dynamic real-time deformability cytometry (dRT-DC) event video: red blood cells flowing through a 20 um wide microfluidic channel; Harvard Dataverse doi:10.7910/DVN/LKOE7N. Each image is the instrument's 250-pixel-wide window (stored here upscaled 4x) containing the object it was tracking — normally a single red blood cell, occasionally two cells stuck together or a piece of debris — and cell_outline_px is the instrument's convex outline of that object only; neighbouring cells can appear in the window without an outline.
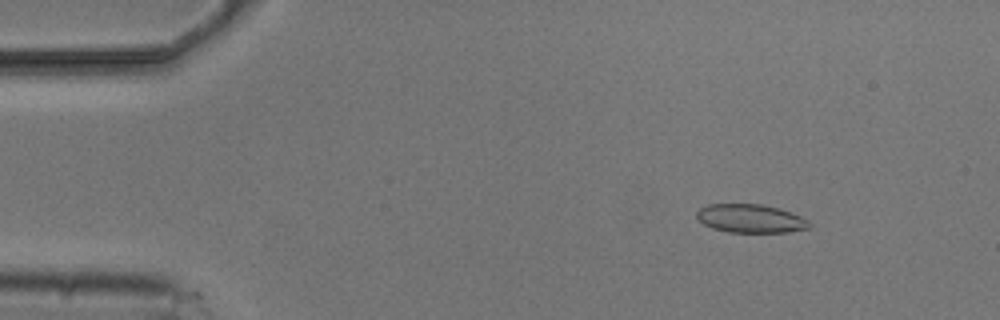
{"species": "common noctule bat (a hibernating species)", "species_latin": "Nyctalus noctula", "temperature_condition": "cold", "stored_images_in_passage": 7, "camera_frame_rate_fps": 3000, "um_per_image_px": 0.085, "animal": {"sex": "male", "body_mass_g": 20.5, "forearm_length_mm": 52.5}, "frame": {"image": 1, "passage_image": 1, "time_ms": 0.0, "image_size_px": [1000, 320], "cell_outline_px": [[812, 228], [788, 232], [728, 232], [712, 228], [704, 224], [696, 216], [696, 212], [700, 208], [708, 204], [760, 204], [780, 208], [800, 216], [808, 220], [812, 224]], "centroid_in_image_um": [63.83, 18.57], "position_along_channel_um": 21.2, "area_um2": 18.79}}
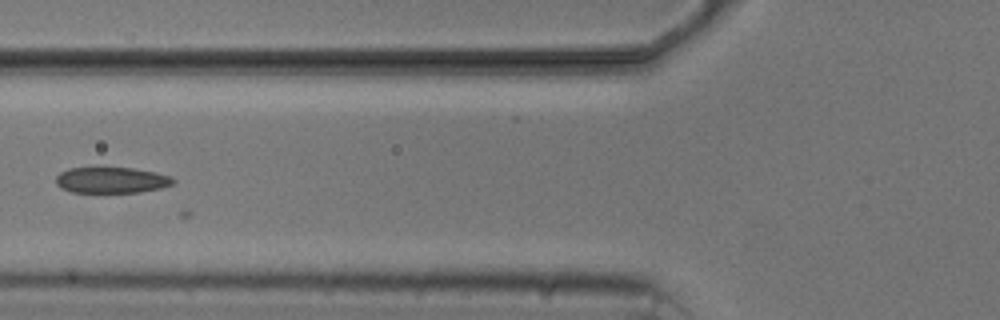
{"frame": {"image": 2, "passage_image": 5, "time_ms": 4.667, "image_size_px": [1000, 320], "cell_outline_px": [[176, 180], [172, 184], [160, 188], [140, 192], [72, 192], [60, 188], [56, 184], [56, 176], [60, 172], [68, 168], [132, 168], [156, 172], [172, 176]], "centroid_in_image_um": [9.47, 15.31], "position_along_channel_um": 116.3, "area_um2": 17.74}}